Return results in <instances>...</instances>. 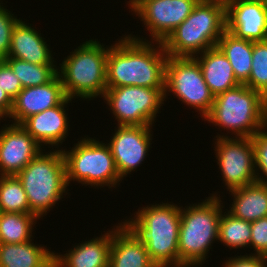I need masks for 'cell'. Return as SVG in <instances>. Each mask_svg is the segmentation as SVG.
Here are the masks:
<instances>
[{
  "label": "cell",
  "instance_id": "cell-8",
  "mask_svg": "<svg viewBox=\"0 0 267 267\" xmlns=\"http://www.w3.org/2000/svg\"><path fill=\"white\" fill-rule=\"evenodd\" d=\"M71 150L62 148L65 158L67 184L76 181L91 187L109 189L118 186L120 177L108 144L94 138L81 137Z\"/></svg>",
  "mask_w": 267,
  "mask_h": 267
},
{
  "label": "cell",
  "instance_id": "cell-5",
  "mask_svg": "<svg viewBox=\"0 0 267 267\" xmlns=\"http://www.w3.org/2000/svg\"><path fill=\"white\" fill-rule=\"evenodd\" d=\"M104 46L98 39L85 41L74 51L72 50L59 64L60 66H57V73L67 98L77 97L90 101L93 98L103 97L107 89L109 48Z\"/></svg>",
  "mask_w": 267,
  "mask_h": 267
},
{
  "label": "cell",
  "instance_id": "cell-1",
  "mask_svg": "<svg viewBox=\"0 0 267 267\" xmlns=\"http://www.w3.org/2000/svg\"><path fill=\"white\" fill-rule=\"evenodd\" d=\"M168 57L161 42H151L131 34L121 36L108 48L107 88L140 86L165 89Z\"/></svg>",
  "mask_w": 267,
  "mask_h": 267
},
{
  "label": "cell",
  "instance_id": "cell-16",
  "mask_svg": "<svg viewBox=\"0 0 267 267\" xmlns=\"http://www.w3.org/2000/svg\"><path fill=\"white\" fill-rule=\"evenodd\" d=\"M66 98L57 74L44 85L23 88L13 99V107L7 118H12V124L20 125L26 118L60 105Z\"/></svg>",
  "mask_w": 267,
  "mask_h": 267
},
{
  "label": "cell",
  "instance_id": "cell-33",
  "mask_svg": "<svg viewBox=\"0 0 267 267\" xmlns=\"http://www.w3.org/2000/svg\"><path fill=\"white\" fill-rule=\"evenodd\" d=\"M0 87L12 100L23 89L21 82L4 60H0Z\"/></svg>",
  "mask_w": 267,
  "mask_h": 267
},
{
  "label": "cell",
  "instance_id": "cell-9",
  "mask_svg": "<svg viewBox=\"0 0 267 267\" xmlns=\"http://www.w3.org/2000/svg\"><path fill=\"white\" fill-rule=\"evenodd\" d=\"M165 89L140 86L107 88L104 102L120 126H153L165 100Z\"/></svg>",
  "mask_w": 267,
  "mask_h": 267
},
{
  "label": "cell",
  "instance_id": "cell-39",
  "mask_svg": "<svg viewBox=\"0 0 267 267\" xmlns=\"http://www.w3.org/2000/svg\"><path fill=\"white\" fill-rule=\"evenodd\" d=\"M262 257H263L265 264L267 265V251L264 253Z\"/></svg>",
  "mask_w": 267,
  "mask_h": 267
},
{
  "label": "cell",
  "instance_id": "cell-17",
  "mask_svg": "<svg viewBox=\"0 0 267 267\" xmlns=\"http://www.w3.org/2000/svg\"><path fill=\"white\" fill-rule=\"evenodd\" d=\"M72 101L66 98L60 105L44 110L26 118L20 125L42 146H56L57 149L67 138L69 130L67 104ZM43 144V145H42ZM54 146V147H53Z\"/></svg>",
  "mask_w": 267,
  "mask_h": 267
},
{
  "label": "cell",
  "instance_id": "cell-37",
  "mask_svg": "<svg viewBox=\"0 0 267 267\" xmlns=\"http://www.w3.org/2000/svg\"><path fill=\"white\" fill-rule=\"evenodd\" d=\"M198 2H215V3H220L223 4L224 6L227 5L229 0H197Z\"/></svg>",
  "mask_w": 267,
  "mask_h": 267
},
{
  "label": "cell",
  "instance_id": "cell-13",
  "mask_svg": "<svg viewBox=\"0 0 267 267\" xmlns=\"http://www.w3.org/2000/svg\"><path fill=\"white\" fill-rule=\"evenodd\" d=\"M197 0H148L134 14L150 32L151 41L163 42L192 12Z\"/></svg>",
  "mask_w": 267,
  "mask_h": 267
},
{
  "label": "cell",
  "instance_id": "cell-36",
  "mask_svg": "<svg viewBox=\"0 0 267 267\" xmlns=\"http://www.w3.org/2000/svg\"><path fill=\"white\" fill-rule=\"evenodd\" d=\"M148 0H129L127 1L128 7H130L131 12L133 13L143 4Z\"/></svg>",
  "mask_w": 267,
  "mask_h": 267
},
{
  "label": "cell",
  "instance_id": "cell-6",
  "mask_svg": "<svg viewBox=\"0 0 267 267\" xmlns=\"http://www.w3.org/2000/svg\"><path fill=\"white\" fill-rule=\"evenodd\" d=\"M204 121L228 130L230 137L251 138L267 125V99L240 84L214 97L211 112Z\"/></svg>",
  "mask_w": 267,
  "mask_h": 267
},
{
  "label": "cell",
  "instance_id": "cell-28",
  "mask_svg": "<svg viewBox=\"0 0 267 267\" xmlns=\"http://www.w3.org/2000/svg\"><path fill=\"white\" fill-rule=\"evenodd\" d=\"M0 212L30 213L26 192L16 175H0Z\"/></svg>",
  "mask_w": 267,
  "mask_h": 267
},
{
  "label": "cell",
  "instance_id": "cell-23",
  "mask_svg": "<svg viewBox=\"0 0 267 267\" xmlns=\"http://www.w3.org/2000/svg\"><path fill=\"white\" fill-rule=\"evenodd\" d=\"M30 240L24 243H1L0 267H44L53 258L55 251Z\"/></svg>",
  "mask_w": 267,
  "mask_h": 267
},
{
  "label": "cell",
  "instance_id": "cell-32",
  "mask_svg": "<svg viewBox=\"0 0 267 267\" xmlns=\"http://www.w3.org/2000/svg\"><path fill=\"white\" fill-rule=\"evenodd\" d=\"M250 247L255 251L252 255L263 256L267 251V217L251 222Z\"/></svg>",
  "mask_w": 267,
  "mask_h": 267
},
{
  "label": "cell",
  "instance_id": "cell-22",
  "mask_svg": "<svg viewBox=\"0 0 267 267\" xmlns=\"http://www.w3.org/2000/svg\"><path fill=\"white\" fill-rule=\"evenodd\" d=\"M231 193V194H230ZM233 197L227 211L234 217L253 222L267 217V185L254 182L229 191Z\"/></svg>",
  "mask_w": 267,
  "mask_h": 267
},
{
  "label": "cell",
  "instance_id": "cell-14",
  "mask_svg": "<svg viewBox=\"0 0 267 267\" xmlns=\"http://www.w3.org/2000/svg\"><path fill=\"white\" fill-rule=\"evenodd\" d=\"M226 30L235 37L253 42L267 40L266 0H229Z\"/></svg>",
  "mask_w": 267,
  "mask_h": 267
},
{
  "label": "cell",
  "instance_id": "cell-10",
  "mask_svg": "<svg viewBox=\"0 0 267 267\" xmlns=\"http://www.w3.org/2000/svg\"><path fill=\"white\" fill-rule=\"evenodd\" d=\"M164 91L165 99L173 93L176 95L174 98L199 111L202 120L211 112L214 96L204 80L199 63L193 57H168Z\"/></svg>",
  "mask_w": 267,
  "mask_h": 267
},
{
  "label": "cell",
  "instance_id": "cell-35",
  "mask_svg": "<svg viewBox=\"0 0 267 267\" xmlns=\"http://www.w3.org/2000/svg\"><path fill=\"white\" fill-rule=\"evenodd\" d=\"M12 107H13V100L0 87V115L6 119L9 116Z\"/></svg>",
  "mask_w": 267,
  "mask_h": 267
},
{
  "label": "cell",
  "instance_id": "cell-24",
  "mask_svg": "<svg viewBox=\"0 0 267 267\" xmlns=\"http://www.w3.org/2000/svg\"><path fill=\"white\" fill-rule=\"evenodd\" d=\"M217 47L229 60L237 81L245 84L252 69L253 41L237 38L226 30Z\"/></svg>",
  "mask_w": 267,
  "mask_h": 267
},
{
  "label": "cell",
  "instance_id": "cell-31",
  "mask_svg": "<svg viewBox=\"0 0 267 267\" xmlns=\"http://www.w3.org/2000/svg\"><path fill=\"white\" fill-rule=\"evenodd\" d=\"M0 3V60L8 57L11 45V37L16 24L20 21L6 6Z\"/></svg>",
  "mask_w": 267,
  "mask_h": 267
},
{
  "label": "cell",
  "instance_id": "cell-29",
  "mask_svg": "<svg viewBox=\"0 0 267 267\" xmlns=\"http://www.w3.org/2000/svg\"><path fill=\"white\" fill-rule=\"evenodd\" d=\"M245 85L267 99V40L253 42L252 69Z\"/></svg>",
  "mask_w": 267,
  "mask_h": 267
},
{
  "label": "cell",
  "instance_id": "cell-26",
  "mask_svg": "<svg viewBox=\"0 0 267 267\" xmlns=\"http://www.w3.org/2000/svg\"><path fill=\"white\" fill-rule=\"evenodd\" d=\"M251 222L222 211L219 219L218 241L233 249L250 248Z\"/></svg>",
  "mask_w": 267,
  "mask_h": 267
},
{
  "label": "cell",
  "instance_id": "cell-4",
  "mask_svg": "<svg viewBox=\"0 0 267 267\" xmlns=\"http://www.w3.org/2000/svg\"><path fill=\"white\" fill-rule=\"evenodd\" d=\"M226 31V6L197 2L191 14L162 42L171 57H195L217 46Z\"/></svg>",
  "mask_w": 267,
  "mask_h": 267
},
{
  "label": "cell",
  "instance_id": "cell-2",
  "mask_svg": "<svg viewBox=\"0 0 267 267\" xmlns=\"http://www.w3.org/2000/svg\"><path fill=\"white\" fill-rule=\"evenodd\" d=\"M135 213L123 222L144 243L152 262L157 267H179L181 206L160 202L141 207Z\"/></svg>",
  "mask_w": 267,
  "mask_h": 267
},
{
  "label": "cell",
  "instance_id": "cell-12",
  "mask_svg": "<svg viewBox=\"0 0 267 267\" xmlns=\"http://www.w3.org/2000/svg\"><path fill=\"white\" fill-rule=\"evenodd\" d=\"M152 127L117 125V129L115 128V133L107 144L122 179L140 167L144 159L146 160L152 148Z\"/></svg>",
  "mask_w": 267,
  "mask_h": 267
},
{
  "label": "cell",
  "instance_id": "cell-21",
  "mask_svg": "<svg viewBox=\"0 0 267 267\" xmlns=\"http://www.w3.org/2000/svg\"><path fill=\"white\" fill-rule=\"evenodd\" d=\"M193 58L199 63L204 80L214 97L240 85L229 60L217 46Z\"/></svg>",
  "mask_w": 267,
  "mask_h": 267
},
{
  "label": "cell",
  "instance_id": "cell-7",
  "mask_svg": "<svg viewBox=\"0 0 267 267\" xmlns=\"http://www.w3.org/2000/svg\"><path fill=\"white\" fill-rule=\"evenodd\" d=\"M43 151L16 175L26 192L30 214L39 219L46 216L68 192L62 149Z\"/></svg>",
  "mask_w": 267,
  "mask_h": 267
},
{
  "label": "cell",
  "instance_id": "cell-30",
  "mask_svg": "<svg viewBox=\"0 0 267 267\" xmlns=\"http://www.w3.org/2000/svg\"><path fill=\"white\" fill-rule=\"evenodd\" d=\"M251 139L254 148L256 182L267 185V125L256 132Z\"/></svg>",
  "mask_w": 267,
  "mask_h": 267
},
{
  "label": "cell",
  "instance_id": "cell-20",
  "mask_svg": "<svg viewBox=\"0 0 267 267\" xmlns=\"http://www.w3.org/2000/svg\"><path fill=\"white\" fill-rule=\"evenodd\" d=\"M104 232L100 237L77 243L64 255L54 253V258L60 267H108L113 228Z\"/></svg>",
  "mask_w": 267,
  "mask_h": 267
},
{
  "label": "cell",
  "instance_id": "cell-34",
  "mask_svg": "<svg viewBox=\"0 0 267 267\" xmlns=\"http://www.w3.org/2000/svg\"><path fill=\"white\" fill-rule=\"evenodd\" d=\"M223 264V267H267L262 256L252 254L247 255V253L246 255L229 257Z\"/></svg>",
  "mask_w": 267,
  "mask_h": 267
},
{
  "label": "cell",
  "instance_id": "cell-3",
  "mask_svg": "<svg viewBox=\"0 0 267 267\" xmlns=\"http://www.w3.org/2000/svg\"><path fill=\"white\" fill-rule=\"evenodd\" d=\"M222 202L220 195L214 193L198 204L181 206L179 267L203 265L212 244L219 242V219L224 208Z\"/></svg>",
  "mask_w": 267,
  "mask_h": 267
},
{
  "label": "cell",
  "instance_id": "cell-27",
  "mask_svg": "<svg viewBox=\"0 0 267 267\" xmlns=\"http://www.w3.org/2000/svg\"><path fill=\"white\" fill-rule=\"evenodd\" d=\"M23 88L40 86L50 82L58 73L56 65H37L17 58H6Z\"/></svg>",
  "mask_w": 267,
  "mask_h": 267
},
{
  "label": "cell",
  "instance_id": "cell-15",
  "mask_svg": "<svg viewBox=\"0 0 267 267\" xmlns=\"http://www.w3.org/2000/svg\"><path fill=\"white\" fill-rule=\"evenodd\" d=\"M43 149L18 124H5L0 129V175H17Z\"/></svg>",
  "mask_w": 267,
  "mask_h": 267
},
{
  "label": "cell",
  "instance_id": "cell-25",
  "mask_svg": "<svg viewBox=\"0 0 267 267\" xmlns=\"http://www.w3.org/2000/svg\"><path fill=\"white\" fill-rule=\"evenodd\" d=\"M37 220L30 213L0 212V238L2 243H24L33 239Z\"/></svg>",
  "mask_w": 267,
  "mask_h": 267
},
{
  "label": "cell",
  "instance_id": "cell-11",
  "mask_svg": "<svg viewBox=\"0 0 267 267\" xmlns=\"http://www.w3.org/2000/svg\"><path fill=\"white\" fill-rule=\"evenodd\" d=\"M213 149L227 191L256 182L253 142L250 137L216 136ZM216 145V146H215Z\"/></svg>",
  "mask_w": 267,
  "mask_h": 267
},
{
  "label": "cell",
  "instance_id": "cell-18",
  "mask_svg": "<svg viewBox=\"0 0 267 267\" xmlns=\"http://www.w3.org/2000/svg\"><path fill=\"white\" fill-rule=\"evenodd\" d=\"M116 227V228H115ZM108 267H157L141 239L124 222L113 226Z\"/></svg>",
  "mask_w": 267,
  "mask_h": 267
},
{
  "label": "cell",
  "instance_id": "cell-38",
  "mask_svg": "<svg viewBox=\"0 0 267 267\" xmlns=\"http://www.w3.org/2000/svg\"><path fill=\"white\" fill-rule=\"evenodd\" d=\"M44 267H60L59 262L53 258L47 265H45Z\"/></svg>",
  "mask_w": 267,
  "mask_h": 267
},
{
  "label": "cell",
  "instance_id": "cell-19",
  "mask_svg": "<svg viewBox=\"0 0 267 267\" xmlns=\"http://www.w3.org/2000/svg\"><path fill=\"white\" fill-rule=\"evenodd\" d=\"M31 24L22 19L16 24L7 58H17L37 65H55L50 46Z\"/></svg>",
  "mask_w": 267,
  "mask_h": 267
}]
</instances>
